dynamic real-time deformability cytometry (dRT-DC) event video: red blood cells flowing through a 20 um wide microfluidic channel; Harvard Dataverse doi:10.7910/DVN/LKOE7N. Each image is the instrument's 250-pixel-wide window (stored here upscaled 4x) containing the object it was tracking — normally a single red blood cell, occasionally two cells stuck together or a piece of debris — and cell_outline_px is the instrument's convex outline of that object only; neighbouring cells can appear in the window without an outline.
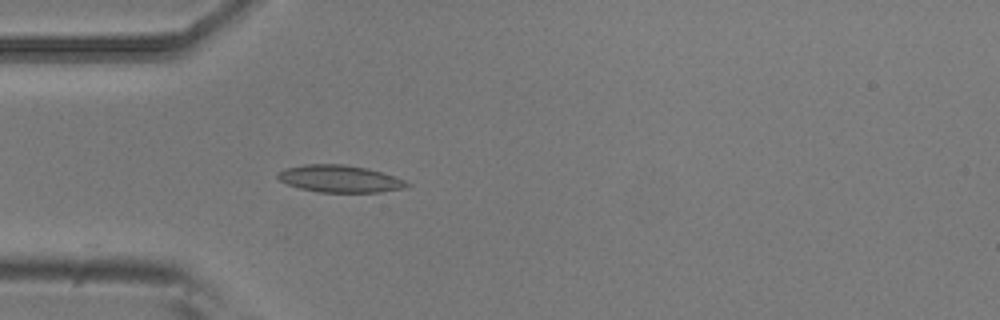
{"species": "common noctule bat (a hibernating species)", "species_latin": "Nyctalus noctula", "temperature_condition": "room temperature", "stored_images_in_passage": 4, "camera_frame_rate_fps": 3000, "um_per_image_px": 0.085, "animal": {"sex": "male", "body_mass_g": 20.5, "forearm_length_mm": 52.5}, "frame": {"image": 1, "passage_image": 4, "time_ms": 1.0, "image_size_px": [1000, 320], "cell_outline_px": [[412, 184], [408, 188], [380, 192], [316, 192], [300, 188], [288, 184], [280, 180], [276, 176], [276, 172], [284, 168], [304, 164], [344, 164], [368, 168], [404, 180]], "centroid_in_image_um": [28.87, 15.19], "position_along_channel_um": 56.1, "area_um2": 20.58}}